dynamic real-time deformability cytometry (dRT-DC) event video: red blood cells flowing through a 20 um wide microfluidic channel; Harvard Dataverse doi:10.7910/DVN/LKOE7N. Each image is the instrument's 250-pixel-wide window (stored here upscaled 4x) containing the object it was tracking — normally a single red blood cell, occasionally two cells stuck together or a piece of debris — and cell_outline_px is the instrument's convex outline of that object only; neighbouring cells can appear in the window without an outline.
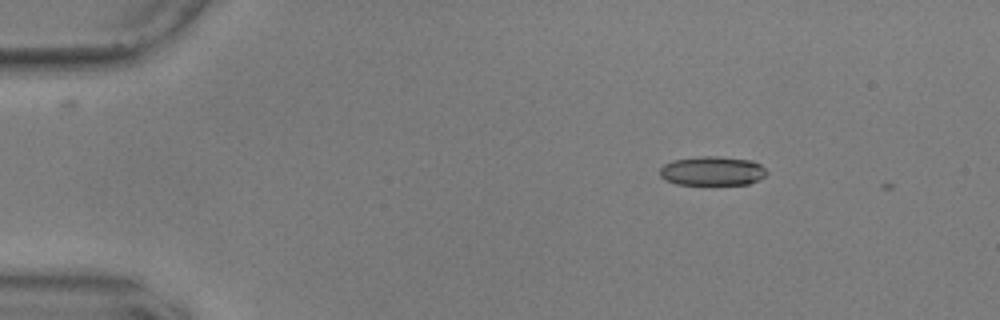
{"species": "common noctule bat (a hibernating species)", "species_latin": "Nyctalus noctula", "temperature_condition": "warm", "stored_images_in_passage": 3, "camera_frame_rate_fps": 3000, "um_per_image_px": 0.085, "animal": {"sex": "male", "body_mass_g": 17.9, "forearm_length_mm": 54.2}, "frame": {"image": 1, "passage_image": 1, "time_ms": 0.0, "image_size_px": [1000, 320], "cell_outline_px": [[768, 172], [764, 176], [748, 184], [712, 188], [676, 184], [664, 180], [660, 176], [660, 168], [664, 164], [672, 160], [696, 156], [716, 156], [752, 160], [760, 164]], "centroid_in_image_um": [60.51, 14.58], "position_along_channel_um": 24.5, "area_um2": 19.25}}